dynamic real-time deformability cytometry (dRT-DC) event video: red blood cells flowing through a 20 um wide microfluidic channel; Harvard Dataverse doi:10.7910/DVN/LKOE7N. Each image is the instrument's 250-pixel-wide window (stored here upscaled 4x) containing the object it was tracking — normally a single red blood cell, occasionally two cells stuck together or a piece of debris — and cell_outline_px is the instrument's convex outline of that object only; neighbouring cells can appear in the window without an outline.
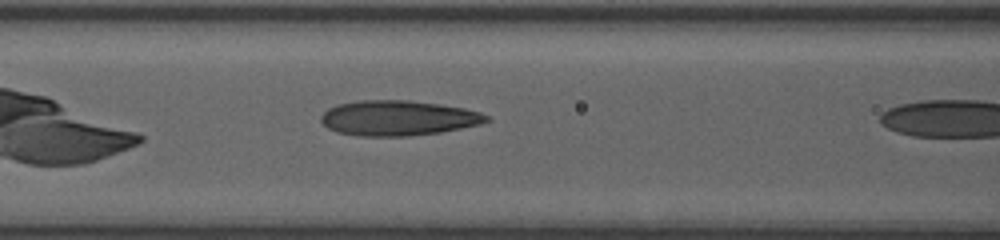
{"species": "human", "species_latin": "Homo sapiens", "temperature_condition": "room temperature", "stored_images_in_passage": 8, "camera_frame_rate_fps": 3000, "um_per_image_px": 0.085, "donor": {"sex": "female"}, "frame": {"image": 1, "passage_image": 7, "time_ms": 2.0, "image_size_px": [1000, 240], "cell_outline_px": [[492, 120], [480, 124], [440, 132], [408, 136], [360, 136], [336, 132], [328, 128], [320, 120], [320, 116], [328, 108], [336, 104], [360, 100], [408, 100], [440, 104], [464, 108], [480, 112], [488, 116]], "centroid_in_image_um": [33.82, 10.03], "position_along_channel_um": 132.8, "area_um2": 33.99}}